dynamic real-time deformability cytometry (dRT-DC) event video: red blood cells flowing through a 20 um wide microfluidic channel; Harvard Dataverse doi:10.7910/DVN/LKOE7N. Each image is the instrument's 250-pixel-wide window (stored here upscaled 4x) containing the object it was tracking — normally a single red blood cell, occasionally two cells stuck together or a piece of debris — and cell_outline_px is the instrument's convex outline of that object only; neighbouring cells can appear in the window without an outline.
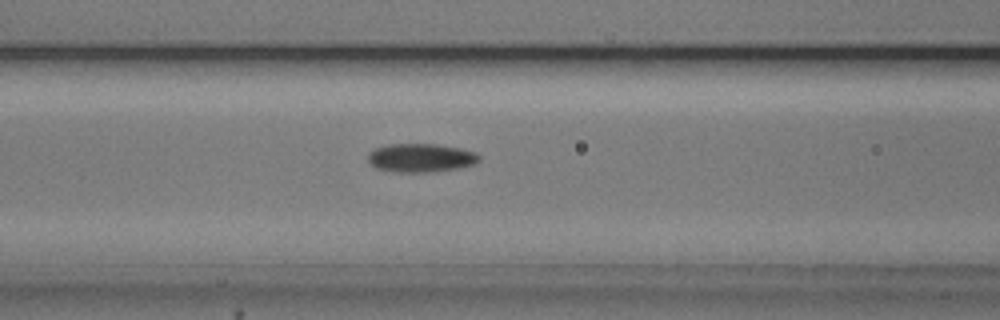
{"species": "common noctule bat (a hibernating species)", "species_latin": "Nyctalus noctula", "temperature_condition": "cold", "stored_images_in_passage": 48, "camera_frame_rate_fps": 3000, "um_per_image_px": 0.085, "animal": {"sex": "male", "body_mass_g": 20.5, "forearm_length_mm": 52.5}, "frame": {"image": 1, "passage_image": 16, "time_ms": 5.0, "image_size_px": [1000, 320], "cell_outline_px": [[480, 160], [476, 164], [460, 168], [428, 172], [396, 172], [376, 168], [368, 160], [368, 152], [376, 148], [388, 144], [436, 144], [460, 148], [476, 152], [480, 156]], "centroid_in_image_um": [35.8, 13.41], "position_along_channel_um": 130.8, "area_um2": 18.61}}
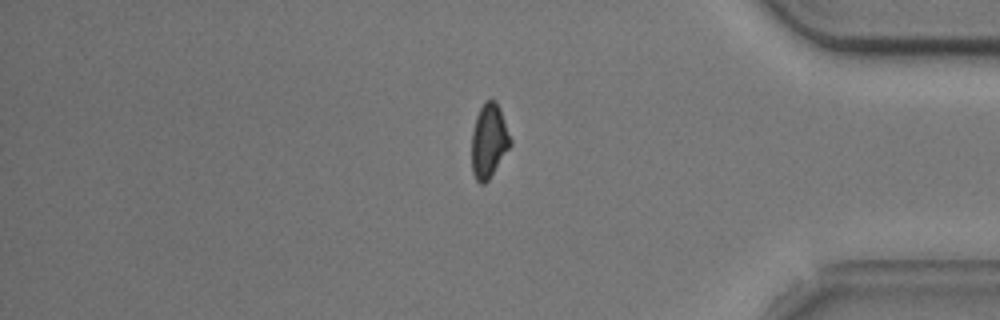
{"frame": {"image": 2, "passage_image": 39, "time_ms": 12.667, "image_size_px": [1000, 320], "cell_outline_px": [[512, 144], [488, 180], [484, 184], [480, 184], [476, 180], [472, 172], [472, 132], [476, 116], [480, 108], [488, 100], [496, 100], [500, 108], [512, 140]], "centroid_in_image_um": [41.56, 11.98], "position_along_channel_um": 393.6, "area_um2": 16.65}}
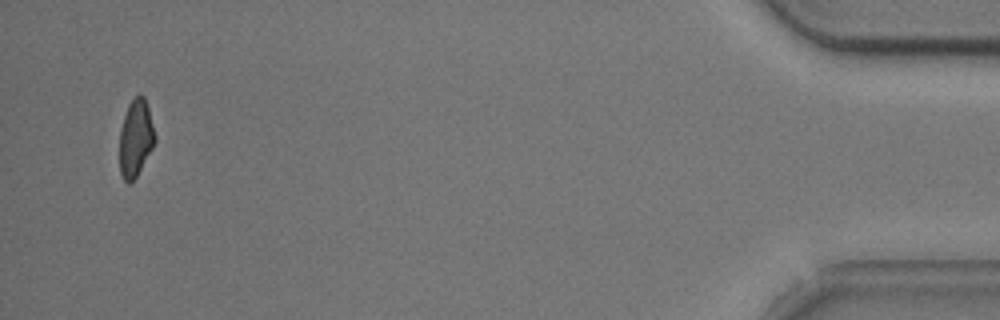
{"frame": {"image": 3, "passage_image": 46, "time_ms": 15.0, "image_size_px": [1000, 320], "cell_outline_px": [[156, 140], [152, 148], [136, 176], [128, 184], [124, 180], [120, 172], [120, 128], [128, 104], [140, 92], [144, 96], [148, 108], [156, 136]], "centroid_in_image_um": [11.53, 11.71], "position_along_channel_um": 423.7, "area_um2": 15.72}, "authors_computed_cell_mechanics": {"area_um2": 17.5134, "velocity_mm_per_s": 3.7656, "shape_relaxation_time_tau1_ms": 3.5656, "shape_relaxation_time_tau2_ms": 11.0233, "deformation_change_tau1": 0.0854, "deformation_change_tau2": 0.1734}}